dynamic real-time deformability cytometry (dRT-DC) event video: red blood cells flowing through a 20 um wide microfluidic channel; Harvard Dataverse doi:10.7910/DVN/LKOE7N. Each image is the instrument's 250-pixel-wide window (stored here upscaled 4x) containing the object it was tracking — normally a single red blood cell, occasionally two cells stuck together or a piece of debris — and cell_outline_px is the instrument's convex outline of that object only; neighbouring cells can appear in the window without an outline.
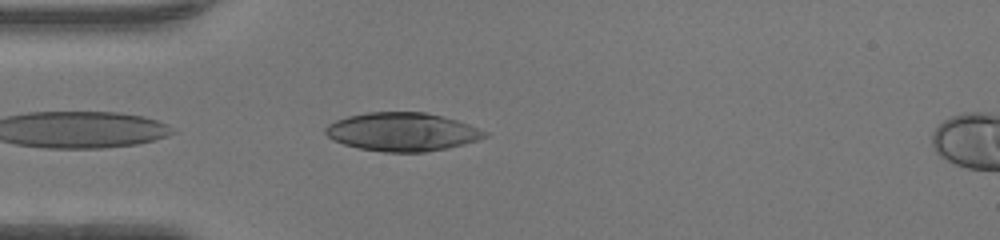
{"species": "human", "species_latin": "Homo sapiens", "temperature_condition": "warm", "stored_images_in_passage": 22, "camera_frame_rate_fps": 3000, "um_per_image_px": 0.085, "donor": {"sex": "female"}, "frame": {"image": 1, "passage_image": 1, "time_ms": 0.0, "image_size_px": [1000, 240], "cell_outline_px": [[488, 136], [464, 144], [424, 152], [384, 152], [360, 148], [344, 144], [332, 140], [324, 132], [324, 128], [328, 124], [336, 120], [348, 116], [368, 112], [424, 112], [444, 116], [468, 124], [488, 132]], "centroid_in_image_um": [34.17, 11.2], "position_along_channel_um": 50.8, "area_um2": 35.55}}
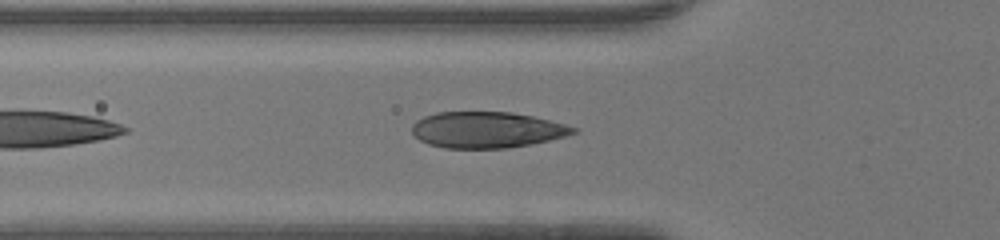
{"frame": {"image": 2, "passage_image": 4, "time_ms": 1.0, "image_size_px": [1000, 240], "cell_outline_px": [[580, 128], [576, 132], [564, 136], [532, 144], [508, 148], [444, 148], [428, 144], [420, 140], [412, 132], [412, 124], [416, 120], [424, 116], [436, 112], [512, 112], [532, 116]], "centroid_in_image_um": [41.36, 11.03], "position_along_channel_um": 84.4, "area_um2": 33.93}}
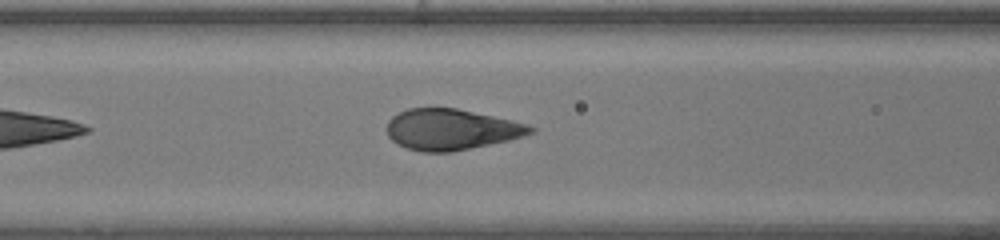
{"frame": {"image": 3, "passage_image": 7, "time_ms": 2.0, "image_size_px": [1000, 240], "cell_outline_px": [[536, 128], [532, 132], [508, 140], [452, 152], [420, 152], [396, 144], [388, 136], [388, 120], [392, 116], [408, 108], [456, 108], [512, 120]], "centroid_in_image_um": [38.3, 11.01], "position_along_channel_um": 128.3, "area_um2": 33.87}}